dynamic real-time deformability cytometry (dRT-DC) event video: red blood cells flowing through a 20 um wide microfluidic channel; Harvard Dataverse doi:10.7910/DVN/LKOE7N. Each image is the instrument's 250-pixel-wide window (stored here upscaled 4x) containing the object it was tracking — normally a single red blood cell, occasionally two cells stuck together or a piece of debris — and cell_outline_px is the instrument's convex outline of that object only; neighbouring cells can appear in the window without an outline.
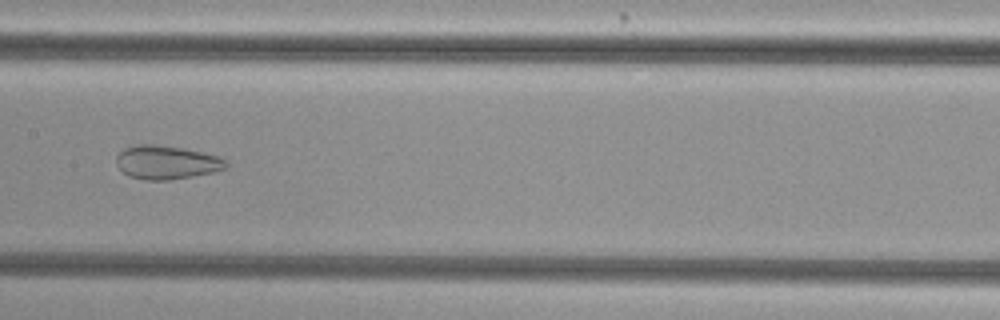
{"species": "common noctule bat (a hibernating species)", "species_latin": "Nyctalus noctula", "temperature_condition": "cold", "stored_images_in_passage": 54, "camera_frame_rate_fps": 3000, "um_per_image_px": 0.085, "animal": {"sex": "female", "body_mass_g": 29.2, "forearm_length_mm": 56.3}, "frame": {"image": 1, "passage_image": 28, "time_ms": 9.0, "image_size_px": [1000, 320], "cell_outline_px": [[228, 164], [224, 168], [212, 172], [192, 176], [168, 180], [144, 180], [128, 176], [116, 164], [116, 156], [124, 148], [136, 144], [152, 144], [184, 148], [220, 156], [228, 160]], "centroid_in_image_um": [14.15, 13.79], "position_along_channel_um": 193.3, "area_um2": 21.56}}
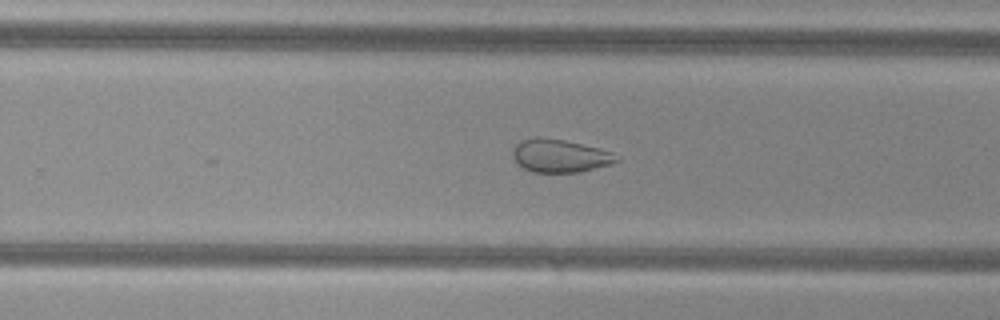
{"frame": {"image": 2, "passage_image": 35, "time_ms": 11.333, "image_size_px": [1000, 320], "cell_outline_px": [[620, 160], [612, 164], [580, 172], [532, 172], [516, 164], [512, 156], [512, 148], [520, 140], [536, 136], [540, 136], [564, 140], [612, 152]], "centroid_in_image_um": [47.53, 13.24], "position_along_channel_um": 282.3, "area_um2": 20.11}}
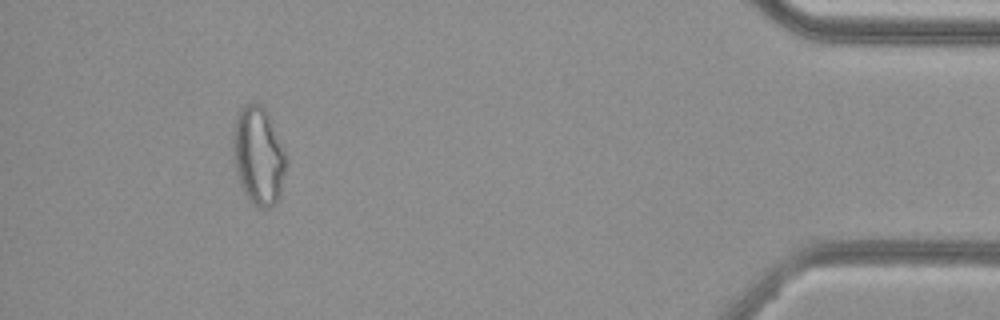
{"frame": {"image": 3, "passage_image": 50, "time_ms": 16.333, "image_size_px": [1000, 320], "cell_outline_px": [[288, 164], [280, 196], [276, 204], [268, 208], [260, 208], [252, 204], [248, 200], [240, 184], [236, 172], [232, 152], [232, 136], [236, 116], [244, 104], [260, 104], [268, 112], [288, 156]], "centroid_in_image_um": [21.99, 13.27], "position_along_channel_um": 413.2, "area_um2": 31.15}, "authors_computed_cell_mechanics": {"area_um2": 29.2179, "velocity_mm_per_s": 3.8248, "shape_relaxation_time_tau1_ms": null, "shape_relaxation_time_tau2_ms": 1.9715, "deformation_change_tau1": null, "deformation_change_tau2": 0.0895}}